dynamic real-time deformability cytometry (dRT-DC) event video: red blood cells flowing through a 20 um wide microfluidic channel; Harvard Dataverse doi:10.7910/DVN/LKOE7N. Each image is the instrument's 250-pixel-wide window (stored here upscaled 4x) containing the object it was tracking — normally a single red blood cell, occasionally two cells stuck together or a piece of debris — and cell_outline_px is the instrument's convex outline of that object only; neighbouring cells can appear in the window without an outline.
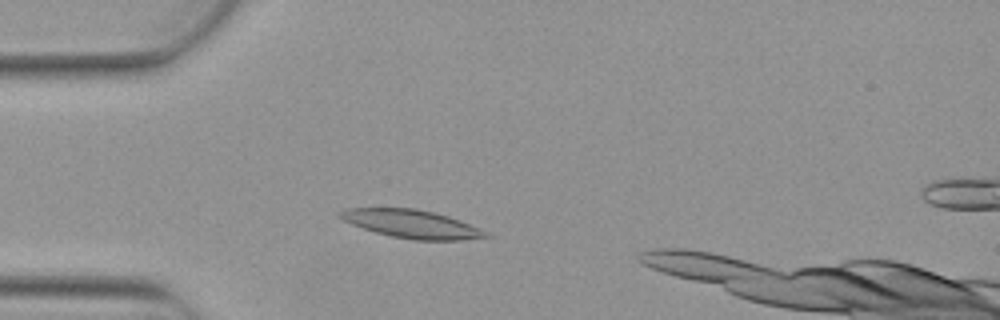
{"species": "Egyptian fruit bat (a non-hibernating species)", "species_latin": "Rousettus aegyptiacus", "temperature_condition": "warm", "stored_images_in_passage": 4, "camera_frame_rate_fps": 3000, "um_per_image_px": 0.085, "animal": {"sex": "female"}, "frame": {"image": 1, "passage_image": 3, "time_ms": 0.667, "image_size_px": [1000, 320], "cell_outline_px": [[492, 236], [460, 240], [412, 240], [392, 236], [376, 232], [352, 224], [336, 216], [336, 212], [348, 208], [416, 208], [436, 212], [460, 220], [488, 232]], "centroid_in_image_um": [34.98, 19.02], "position_along_channel_um": 50.0, "area_um2": 23.99}}